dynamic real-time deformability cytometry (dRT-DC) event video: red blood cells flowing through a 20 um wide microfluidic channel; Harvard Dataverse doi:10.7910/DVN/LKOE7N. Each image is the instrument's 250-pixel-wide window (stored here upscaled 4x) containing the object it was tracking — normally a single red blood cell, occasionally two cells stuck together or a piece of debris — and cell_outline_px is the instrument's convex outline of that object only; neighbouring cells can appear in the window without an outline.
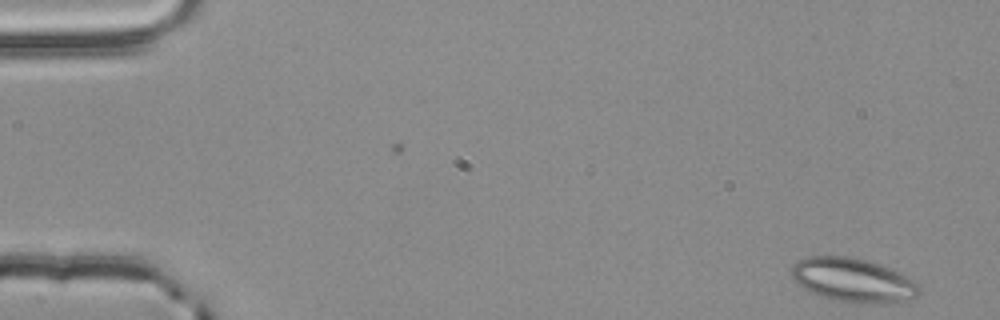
{"species": "common noctule bat (a hibernating species)", "species_latin": "Nyctalus noctula", "temperature_condition": "room temperature", "stored_images_in_passage": 4, "camera_frame_rate_fps": 3000, "um_per_image_px": 0.085, "animal": {"sex": "male", "body_mass_g": 20.4}, "frame": {"image": 1, "passage_image": 4, "time_ms": 1.0, "image_size_px": [1000, 320], "cell_outline_px": [[920, 292], [916, 296], [896, 304], [860, 304], [832, 300], [812, 292], [804, 288], [792, 280], [792, 268], [800, 260], [808, 256], [844, 256], [864, 260], [880, 264], [892, 268], [916, 280], [920, 284]], "centroid_in_image_um": [72.59, 23.84], "position_along_channel_um": 12.4, "area_um2": 33.12}}